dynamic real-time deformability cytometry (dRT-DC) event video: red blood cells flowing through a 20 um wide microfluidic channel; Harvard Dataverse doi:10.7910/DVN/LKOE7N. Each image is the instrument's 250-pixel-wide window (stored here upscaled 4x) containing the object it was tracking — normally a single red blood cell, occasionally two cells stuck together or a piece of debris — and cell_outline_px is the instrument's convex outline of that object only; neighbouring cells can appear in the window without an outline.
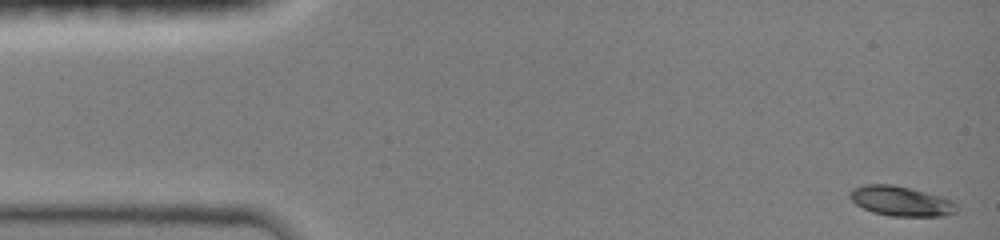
{"species": "common noctule bat (a hibernating species)", "species_latin": "Nyctalus noctula", "temperature_condition": "room temperature", "stored_images_in_passage": 13, "camera_frame_rate_fps": 3000, "um_per_image_px": 0.085, "animal": {"sex": "female", "body_mass_g": 19.0, "forearm_length_mm": 51.5}, "frame": {"image": 1, "passage_image": 1, "time_ms": 0.0, "image_size_px": [1000, 240], "cell_outline_px": [[956, 212], [944, 216], [892, 216], [872, 212], [856, 204], [848, 196], [848, 192], [864, 184], [892, 184], [924, 192], [952, 200], [956, 204]], "centroid_in_image_um": [76.55, 17.1], "position_along_channel_um": 8.4, "area_um2": 18.32}}
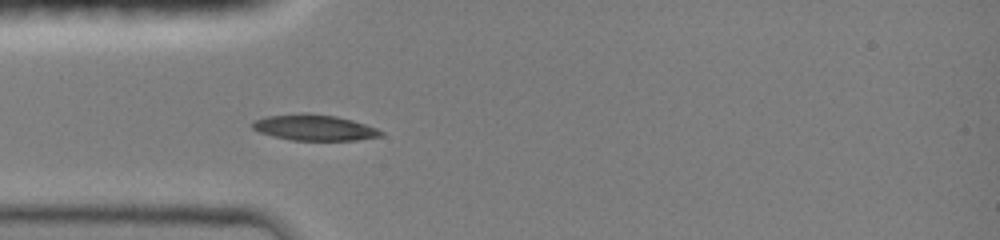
{"frame": {"image": 2, "passage_image": 10, "time_ms": 4.0, "image_size_px": [1000, 240], "cell_outline_px": [[384, 132], [380, 136], [356, 140], [292, 140], [272, 136], [260, 132], [252, 128], [252, 124], [256, 120], [264, 116], [336, 116], [352, 120], [376, 128]], "centroid_in_image_um": [26.75, 10.89], "position_along_channel_um": 58.3, "area_um2": 18.26}}
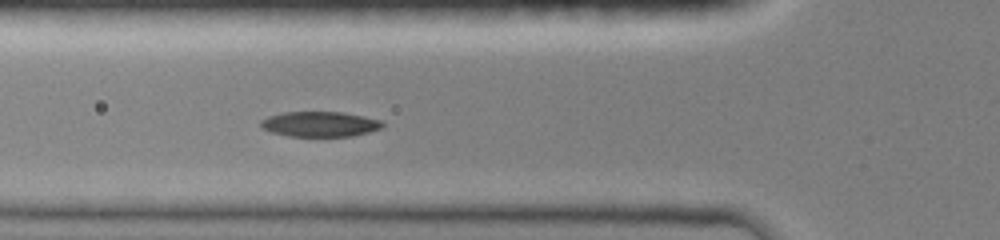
{"frame": {"image": 3, "passage_image": 13, "time_ms": 5.0, "image_size_px": [1000, 240], "cell_outline_px": [[384, 124], [380, 128], [368, 132], [352, 136], [288, 136], [272, 132], [260, 128], [260, 120], [268, 116], [284, 112], [340, 112], [364, 116], [380, 120]], "centroid_in_image_um": [27.14, 10.55], "position_along_channel_um": 98.7, "area_um2": 17.8}}